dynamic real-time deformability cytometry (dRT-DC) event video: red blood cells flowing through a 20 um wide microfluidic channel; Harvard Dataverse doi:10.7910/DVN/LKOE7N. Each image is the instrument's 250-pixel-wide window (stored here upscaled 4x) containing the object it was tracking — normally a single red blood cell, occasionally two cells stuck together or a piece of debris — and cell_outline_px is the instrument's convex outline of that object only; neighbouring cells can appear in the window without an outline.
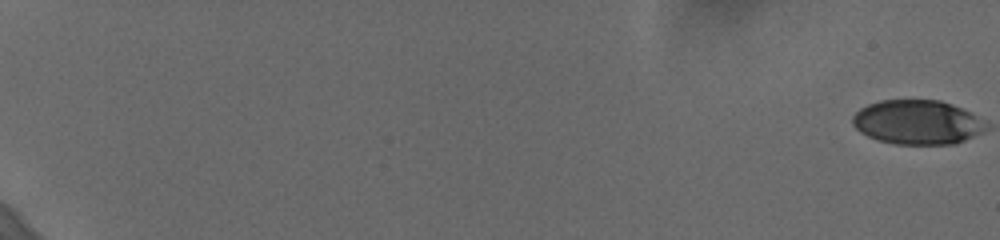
{"species": "human", "species_latin": "Homo sapiens", "temperature_condition": "cold", "stored_images_in_passage": 25, "camera_frame_rate_fps": 3000, "um_per_image_px": 0.085, "donor": {"sex": "female"}, "frame": {"image": 1, "passage_image": 1, "time_ms": 0.0, "image_size_px": [1000, 240], "cell_outline_px": [[960, 136], [956, 140], [896, 140], [864, 112], [868, 108], [876, 104], [900, 100], [924, 100], [944, 104], [952, 108]], "centroid_in_image_um": [77.83, 10.21], "position_along_channel_um": 7.2, "area_um2": 21.56}}
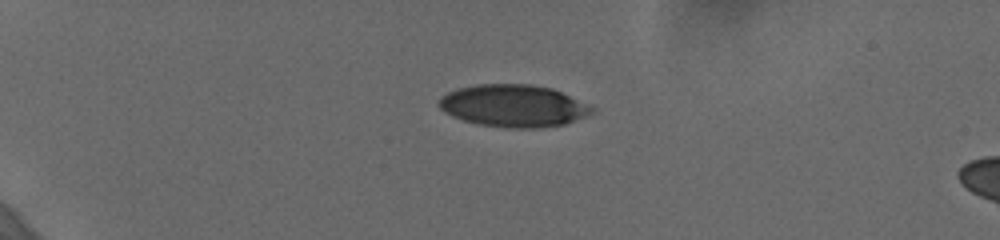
{"frame": {"image": 2, "passage_image": 18, "time_ms": 5.667, "image_size_px": [1000, 240], "cell_outline_px": [[568, 116], [564, 120], [548, 120], [444, 104], [444, 100], [460, 92], [476, 88], [536, 88], [556, 92], [564, 100]], "centroid_in_image_um": [43.64, 8.68], "position_along_channel_um": 41.4, "area_um2": 20.11}}